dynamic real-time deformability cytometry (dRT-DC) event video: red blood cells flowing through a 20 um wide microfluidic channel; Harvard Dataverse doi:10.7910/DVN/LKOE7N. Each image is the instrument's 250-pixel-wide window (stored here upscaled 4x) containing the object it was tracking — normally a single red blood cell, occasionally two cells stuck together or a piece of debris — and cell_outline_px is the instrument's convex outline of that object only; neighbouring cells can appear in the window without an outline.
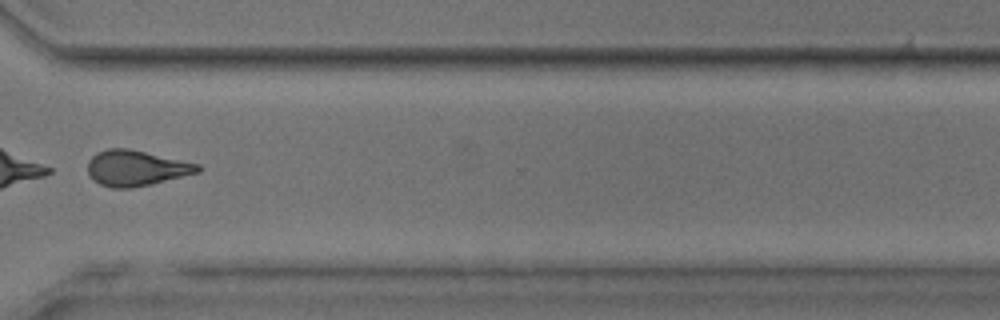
{"species": "common noctule bat (a hibernating species)", "species_latin": "Nyctalus noctula", "temperature_condition": "room temperature", "stored_images_in_passage": 34, "camera_frame_rate_fps": 3000, "um_per_image_px": 0.085, "animal": {"sex": "male", "body_mass_g": 17.9, "forearm_length_mm": 54.2}, "frame": {"image": 1, "passage_image": 29, "time_ms": 9.333, "image_size_px": [1000, 320], "cell_outline_px": [[200, 172], [152, 184], [132, 188], [112, 188], [100, 184], [92, 180], [88, 172], [88, 160], [96, 152], [108, 148], [128, 148], [200, 164]], "centroid_in_image_um": [11.55, 14.29], "position_along_channel_um": 359.1, "area_um2": 22.95}, "authors_computed_cell_mechanics": {"area_um2": 23.4379, "velocity_mm_per_s": 4.0977, "shape_relaxation_time_tau1_ms": 1.4631, "shape_relaxation_time_tau2_ms": 4.2223, "deformation_change_tau1": 0.3027, "deformation_change_tau2": 0.146}}